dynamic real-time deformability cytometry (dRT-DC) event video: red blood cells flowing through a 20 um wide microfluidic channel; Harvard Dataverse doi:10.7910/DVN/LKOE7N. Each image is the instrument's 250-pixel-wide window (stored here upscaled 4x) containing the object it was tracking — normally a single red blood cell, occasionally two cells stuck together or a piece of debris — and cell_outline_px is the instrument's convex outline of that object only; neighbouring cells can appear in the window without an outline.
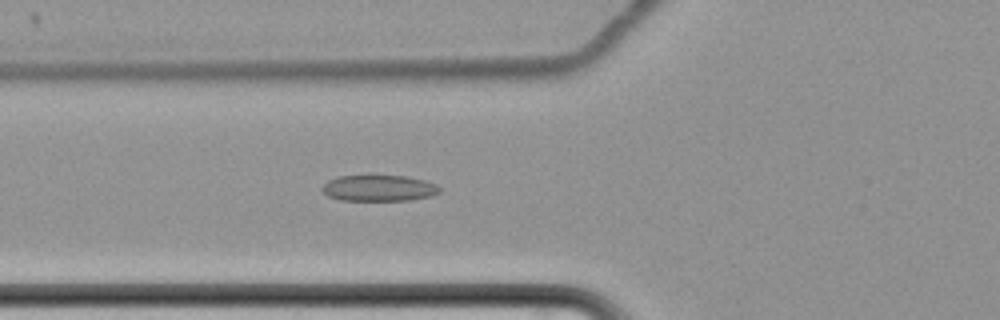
{"species": "common noctule bat (a hibernating species)", "species_latin": "Nyctalus noctula", "temperature_condition": "cold", "stored_images_in_passage": 65, "camera_frame_rate_fps": 3000, "um_per_image_px": 0.085, "animal": {"sex": "female", "body_mass_g": 22.7, "forearm_length_mm": 54.2}, "frame": {"image": 1, "passage_image": 28, "time_ms": 9.0, "image_size_px": [1000, 320], "cell_outline_px": [[440, 192], [432, 196], [408, 200], [340, 200], [328, 196], [320, 188], [328, 180], [336, 176], [368, 172], [408, 176], [424, 180], [436, 184], [440, 188]], "centroid_in_image_um": [32.16, 15.93], "position_along_channel_um": 93.6, "area_um2": 18.9}}
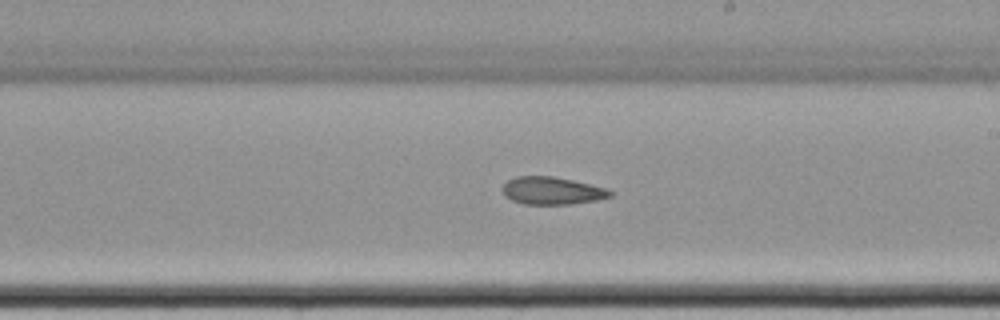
{"frame": {"image": 2, "passage_image": 41, "time_ms": 13.333, "image_size_px": [1000, 320], "cell_outline_px": [[612, 196], [596, 200], [572, 204], [524, 204], [512, 200], [504, 196], [504, 184], [508, 180], [516, 176], [552, 176], [572, 180], [604, 188], [612, 192]], "centroid_in_image_um": [46.9, 16.21], "position_along_channel_um": 242.1, "area_um2": 17.05}}
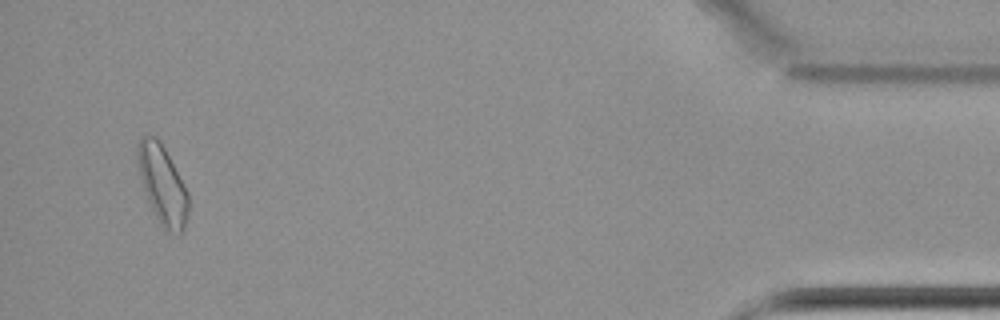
{"frame": {"image": 3, "passage_image": 63, "time_ms": 20.667, "image_size_px": [1000, 320], "cell_outline_px": [[188, 212], [180, 236], [176, 236], [168, 232], [160, 224], [144, 192], [136, 160], [136, 144], [144, 136], [156, 136], [164, 148], [184, 184], [188, 192]], "centroid_in_image_um": [13.79, 15.71], "position_along_channel_um": 421.4, "area_um2": 23.18}, "authors_computed_cell_mechanics": {"area_um2": 19.652, "velocity_mm_per_s": 3.4264, "shape_relaxation_time_tau1_ms": null, "shape_relaxation_time_tau2_ms": 6.9067, "deformation_change_tau1": null, "deformation_change_tau2": 0.1133}}